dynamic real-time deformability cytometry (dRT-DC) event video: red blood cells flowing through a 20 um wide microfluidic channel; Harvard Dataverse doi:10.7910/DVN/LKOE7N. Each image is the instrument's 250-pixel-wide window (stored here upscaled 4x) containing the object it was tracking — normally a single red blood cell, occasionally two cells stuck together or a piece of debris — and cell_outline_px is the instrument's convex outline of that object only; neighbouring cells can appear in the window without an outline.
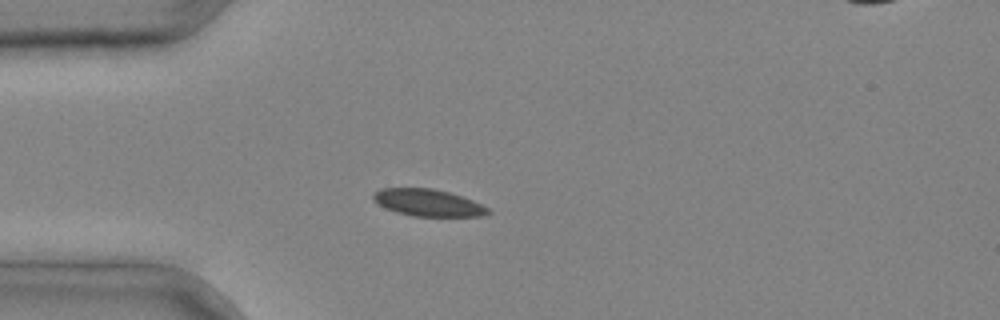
{"species": "common noctule bat (a hibernating species)", "species_latin": "Nyctalus noctula", "temperature_condition": "cold", "stored_images_in_passage": 1, "camera_frame_rate_fps": 3000, "um_per_image_px": 0.085, "animal": {"sex": "male", "body_mass_g": 20.4}, "frame": {"image": 1, "passage_image": 1, "time_ms": 0.0, "image_size_px": [1000, 320], "cell_outline_px": [[492, 212], [480, 216], [412, 216], [396, 212], [384, 208], [376, 204], [372, 200], [372, 192], [380, 188], [432, 188], [448, 192], [472, 200], [488, 208]], "centroid_in_image_um": [36.29, 17.22], "position_along_channel_um": 48.7, "area_um2": 18.15}}